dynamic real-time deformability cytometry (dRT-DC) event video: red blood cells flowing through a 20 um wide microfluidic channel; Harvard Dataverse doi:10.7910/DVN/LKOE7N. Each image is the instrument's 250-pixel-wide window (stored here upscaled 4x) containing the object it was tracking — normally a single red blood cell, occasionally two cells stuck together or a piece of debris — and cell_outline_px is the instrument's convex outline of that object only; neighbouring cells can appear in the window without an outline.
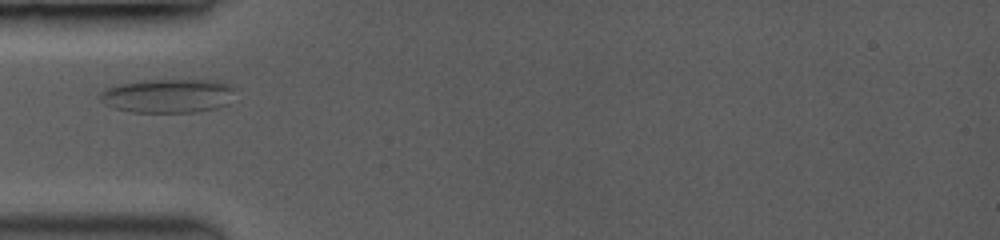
{"species": "common noctule bat (a hibernating species)", "species_latin": "Nyctalus noctula", "temperature_condition": "room temperature", "stored_images_in_passage": 3, "camera_frame_rate_fps": 3500, "um_per_image_px": 0.085, "animal": {"sex": "female", "body_mass_g": 19.0, "forearm_length_mm": 53.3}, "frame": {"image": 1, "passage_image": 1, "time_ms": 0.0, "image_size_px": [1000, 240], "cell_outline_px": [[232, 88], [228, 104], [216, 108], [192, 112], [132, 112], [116, 108], [104, 104], [100, 100], [100, 96], [108, 88], [120, 84], [152, 80], [208, 80], [224, 84]], "centroid_in_image_um": [14.23, 8.16], "position_along_channel_um": 70.8, "area_um2": 25.89}}
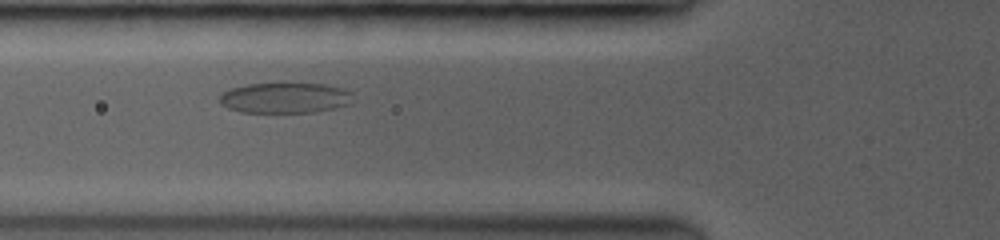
{"frame": {"image": 2, "passage_image": 2, "time_ms": 0.857, "image_size_px": [1000, 240], "cell_outline_px": [[348, 104], [332, 108], [312, 112], [240, 112], [228, 108], [220, 104], [220, 96], [224, 92], [232, 88], [248, 84], [280, 80], [324, 84], [340, 88], [348, 92]], "centroid_in_image_um": [24.12, 8.27], "position_along_channel_um": 101.7, "area_um2": 24.04}}